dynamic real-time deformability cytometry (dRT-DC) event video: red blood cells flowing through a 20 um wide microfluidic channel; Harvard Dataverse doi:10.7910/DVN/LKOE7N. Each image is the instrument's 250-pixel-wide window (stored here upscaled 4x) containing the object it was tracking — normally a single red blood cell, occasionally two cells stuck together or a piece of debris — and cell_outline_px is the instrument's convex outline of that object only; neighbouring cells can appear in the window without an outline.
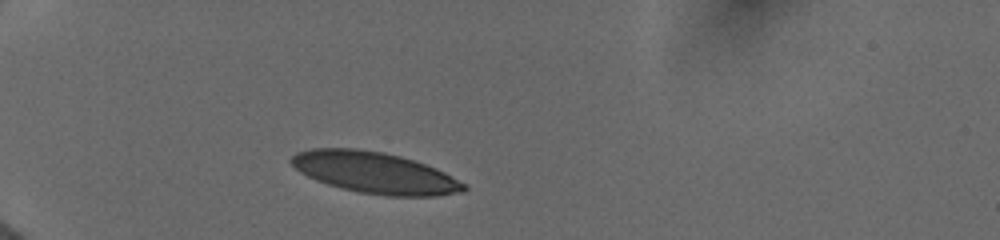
{"species": "human", "species_latin": "Homo sapiens", "temperature_condition": "cold", "stored_images_in_passage": 36, "camera_frame_rate_fps": 3000, "um_per_image_px": 0.085, "donor": {"sex": "female"}, "frame": {"image": 1, "passage_image": 1, "time_ms": 0.0, "image_size_px": [1000, 240], "cell_outline_px": [[468, 188], [464, 192], [436, 196], [388, 196], [360, 192], [340, 188], [316, 180], [300, 172], [288, 160], [296, 152], [312, 148], [356, 148], [384, 152], [400, 156], [436, 168], [468, 184]], "centroid_in_image_um": [31.88, 14.68], "position_along_channel_um": 53.1, "area_um2": 41.67}}
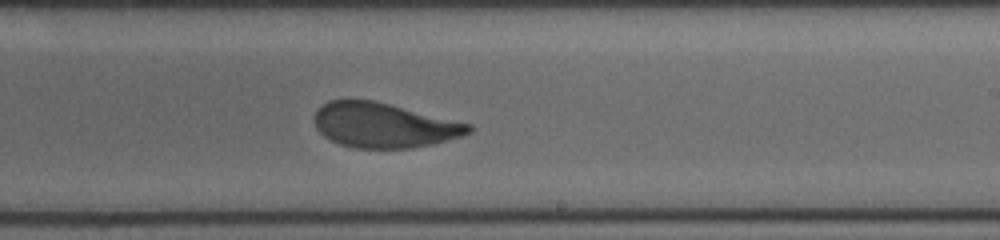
{"frame": {"image": 2, "passage_image": 20, "time_ms": 6.0, "image_size_px": [1000, 240], "cell_outline_px": [[472, 132], [464, 136], [432, 144], [412, 148], [356, 148], [340, 144], [324, 136], [316, 128], [312, 116], [328, 100], [372, 100], [472, 124]], "centroid_in_image_um": [32.64, 10.65], "position_along_channel_um": 256.4, "area_um2": 40.11}}
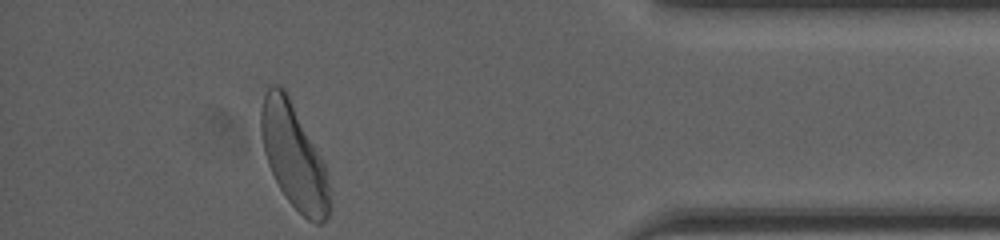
{"frame": {"image": 3, "passage_image": 36, "time_ms": 10.667, "image_size_px": [1000, 240], "cell_outline_px": [[332, 208], [328, 216], [320, 224], [316, 224], [308, 220], [288, 200], [280, 188], [268, 164], [264, 152], [260, 132], [260, 112], [264, 96], [268, 88], [272, 84], [276, 84], [284, 88], [320, 156], [324, 164], [332, 204]], "centroid_in_image_um": [24.97, 13.3], "position_along_channel_um": 410.2, "area_um2": 41.1}, "authors_computed_cell_mechanics": {"area_um2": 41.4426, "velocity_mm_per_s": 3.9426, "shape_relaxation_time_tau1_ms": 3.6197, "shape_relaxation_time_tau2_ms": 0.8884, "deformation_change_tau1": 0.1419, "deformation_change_tau2": 0.0588}}